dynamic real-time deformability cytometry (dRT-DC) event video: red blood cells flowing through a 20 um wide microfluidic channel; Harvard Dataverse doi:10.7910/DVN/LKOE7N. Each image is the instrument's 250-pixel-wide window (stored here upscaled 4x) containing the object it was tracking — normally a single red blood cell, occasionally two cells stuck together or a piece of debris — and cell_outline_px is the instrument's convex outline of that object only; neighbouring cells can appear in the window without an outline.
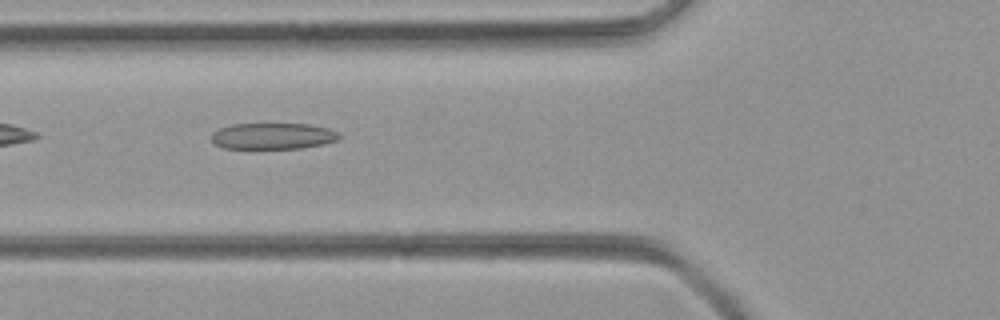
{"species": "common noctule bat (a hibernating species)", "species_latin": "Nyctalus noctula", "temperature_condition": "room temperature", "stored_images_in_passage": 8, "camera_frame_rate_fps": 3000, "um_per_image_px": 0.085, "animal": {"sex": "female", "body_mass_g": 21.9}, "frame": {"image": 1, "passage_image": 3, "time_ms": 0.667, "image_size_px": [1000, 320], "cell_outline_px": [[340, 140], [324, 144], [300, 148], [224, 148], [216, 144], [212, 140], [212, 132], [220, 128], [232, 124], [308, 124], [328, 128], [340, 132]], "centroid_in_image_um": [23.24, 11.56], "position_along_channel_um": 102.6, "area_um2": 19.54}}
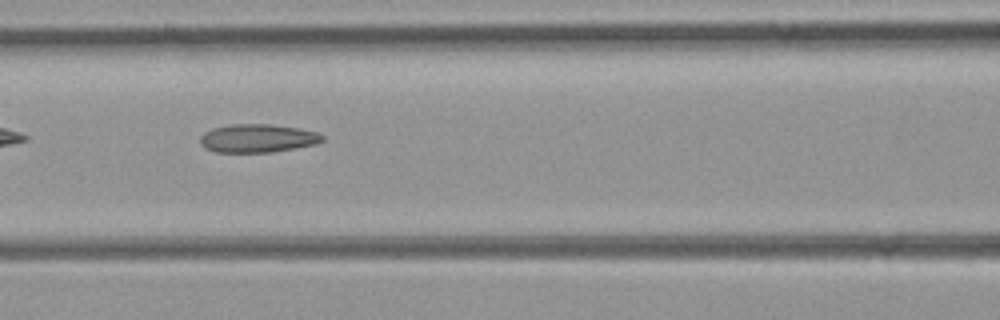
{"frame": {"image": 2, "passage_image": 6, "time_ms": 1.667, "image_size_px": [1000, 320], "cell_outline_px": [[324, 140], [316, 144], [296, 148], [272, 152], [216, 152], [204, 148], [200, 144], [200, 136], [204, 132], [212, 128], [228, 124], [268, 124], [296, 128], [316, 132], [324, 136]], "centroid_in_image_um": [21.86, 11.75], "position_along_channel_um": 144.7, "area_um2": 20.23}}